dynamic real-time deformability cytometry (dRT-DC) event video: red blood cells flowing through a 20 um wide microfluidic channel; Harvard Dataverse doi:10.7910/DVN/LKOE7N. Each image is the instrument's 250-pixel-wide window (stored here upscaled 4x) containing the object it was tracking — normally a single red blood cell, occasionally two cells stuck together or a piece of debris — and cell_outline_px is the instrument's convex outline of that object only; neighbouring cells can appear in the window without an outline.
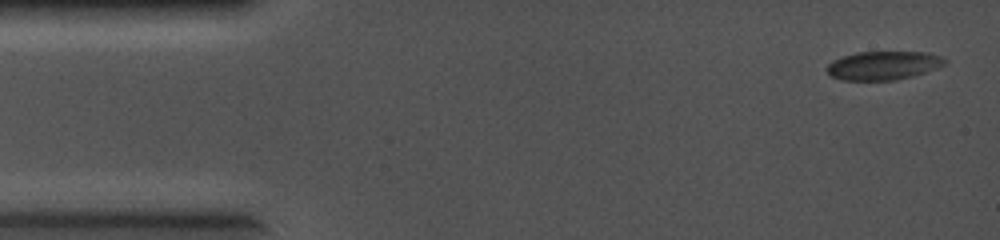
{"species": "common noctule bat (a hibernating species)", "species_latin": "Nyctalus noctula", "temperature_condition": "cold", "stored_images_in_passage": 30, "camera_frame_rate_fps": 5000, "um_per_image_px": 0.085, "animal": {"sex": "female", "body_mass_g": 19.0, "forearm_length_mm": 56.7}, "frame": {"image": 1, "passage_image": 1, "time_ms": 0.0, "image_size_px": [1000, 240], "cell_outline_px": [[948, 60], [944, 64], [936, 68], [912, 76], [896, 80], [840, 80], [832, 76], [828, 72], [828, 64], [832, 60], [856, 52], [928, 52], [940, 56]], "centroid_in_image_um": [75.08, 5.56], "position_along_channel_um": 9.9, "area_um2": 19.54}}
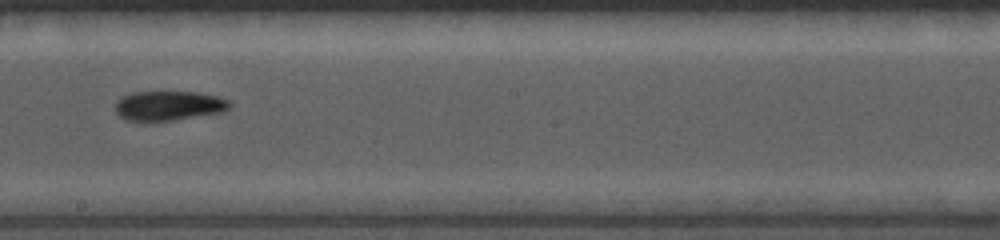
{"frame": {"image": 2, "passage_image": 17, "time_ms": 3.2, "image_size_px": [1000, 240], "cell_outline_px": [[232, 104], [224, 112], [156, 124], [144, 124], [128, 120], [120, 116], [116, 112], [116, 104], [124, 96], [132, 92], [196, 92], [216, 96], [228, 100]], "centroid_in_image_um": [14.34, 9.04], "position_along_channel_um": 233.9, "area_um2": 20.4}}
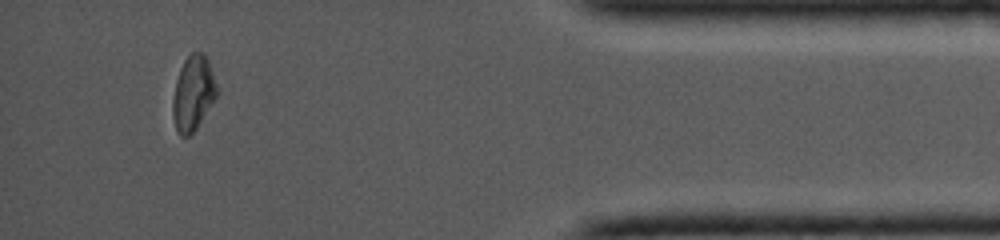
{"frame": {"image": 3, "passage_image": 28, "time_ms": 5.4, "image_size_px": [1000, 240], "cell_outline_px": [[220, 92], [196, 128], [188, 136], [180, 136], [176, 128], [172, 116], [172, 100], [176, 80], [180, 68], [184, 60], [192, 52], [204, 52], [208, 60]], "centroid_in_image_um": [16.43, 7.9], "position_along_channel_um": 418.8, "area_um2": 19.36}}